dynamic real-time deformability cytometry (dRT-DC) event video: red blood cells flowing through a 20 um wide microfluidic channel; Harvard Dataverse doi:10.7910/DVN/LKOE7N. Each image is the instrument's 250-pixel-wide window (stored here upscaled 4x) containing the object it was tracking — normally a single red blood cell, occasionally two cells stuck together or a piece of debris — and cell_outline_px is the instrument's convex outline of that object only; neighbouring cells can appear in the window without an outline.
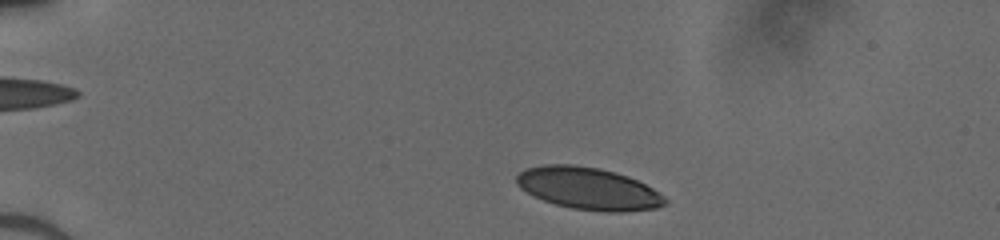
{"species": "human", "species_latin": "Homo sapiens", "temperature_condition": "cold", "stored_images_in_passage": 43, "camera_frame_rate_fps": 3000, "um_per_image_px": 0.085, "donor": {"sex": "male"}, "frame": {"image": 1, "passage_image": 3, "time_ms": 0.667, "image_size_px": [1000, 240], "cell_outline_px": [[668, 200], [664, 204], [656, 208], [620, 212], [604, 212], [572, 208], [556, 204], [532, 196], [520, 188], [516, 184], [516, 176], [520, 172], [528, 168], [544, 164], [576, 164], [600, 168], [616, 172], [628, 176], [652, 188], [664, 196]], "centroid_in_image_um": [49.99, 16.01], "position_along_channel_um": 35.0, "area_um2": 36.53}}
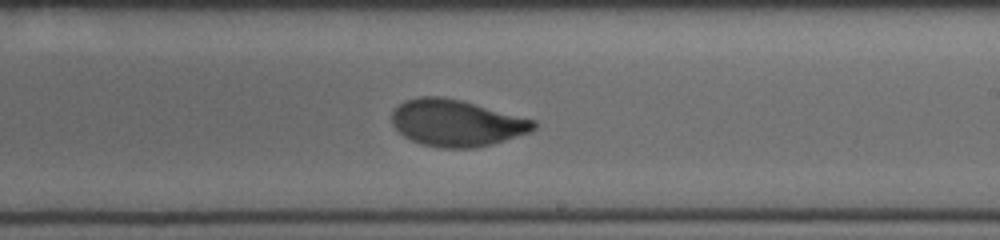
{"frame": {"image": 2, "passage_image": 24, "time_ms": 7.667, "image_size_px": [1000, 240], "cell_outline_px": [[536, 128], [528, 132], [492, 144], [476, 148], [440, 148], [424, 144], [412, 140], [404, 136], [392, 124], [392, 112], [404, 100], [420, 96], [440, 96], [460, 100], [536, 120]], "centroid_in_image_um": [38.79, 10.45], "position_along_channel_um": 250.2, "area_um2": 38.26}}
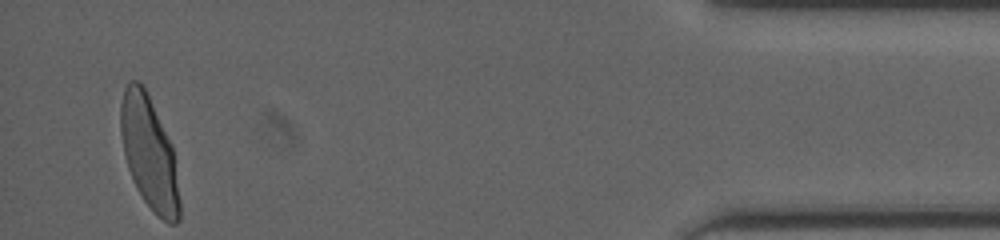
{"frame": {"image": 3, "passage_image": 41, "time_ms": 13.333, "image_size_px": [1000, 240], "cell_outline_px": [[180, 220], [176, 224], [168, 224], [144, 200], [136, 188], [128, 168], [124, 152], [120, 132], [120, 104], [124, 88], [128, 80], [140, 80], [148, 96], [172, 148], [180, 200]], "centroid_in_image_um": [12.65, 13.0], "position_along_channel_um": 422.5, "area_um2": 37.92}}